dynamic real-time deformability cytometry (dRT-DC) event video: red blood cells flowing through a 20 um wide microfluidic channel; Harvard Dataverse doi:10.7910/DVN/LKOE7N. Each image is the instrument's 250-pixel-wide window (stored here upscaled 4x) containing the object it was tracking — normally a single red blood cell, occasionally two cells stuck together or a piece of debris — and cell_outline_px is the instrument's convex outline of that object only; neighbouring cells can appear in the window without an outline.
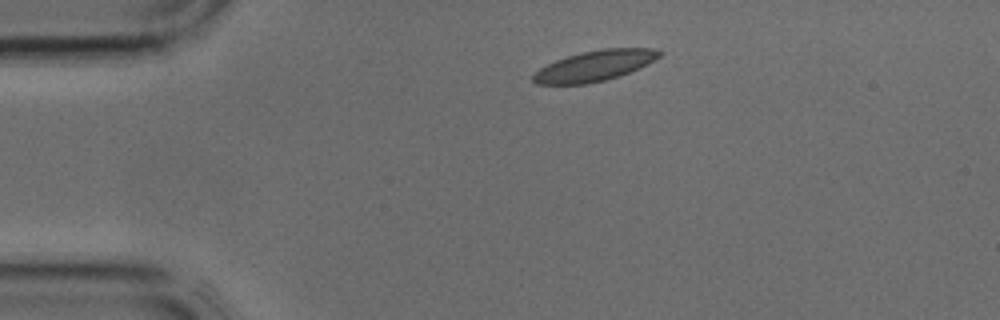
{"species": "common noctule bat (a hibernating species)", "species_latin": "Nyctalus noctula", "temperature_condition": "cold", "stored_images_in_passage": 2, "camera_frame_rate_fps": 3000, "um_per_image_px": 0.085, "animal": {"sex": "male", "body_mass_g": 17.9, "forearm_length_mm": 54.2}, "frame": {"image": 1, "passage_image": 2, "time_ms": 0.333, "image_size_px": [1000, 320], "cell_outline_px": [[664, 52], [660, 56], [620, 76], [588, 84], [536, 84], [532, 80], [532, 76], [540, 68], [556, 60], [568, 56], [584, 52], [604, 48], [652, 48]], "centroid_in_image_um": [50.52, 5.59], "position_along_channel_um": 34.5, "area_um2": 22.02}}